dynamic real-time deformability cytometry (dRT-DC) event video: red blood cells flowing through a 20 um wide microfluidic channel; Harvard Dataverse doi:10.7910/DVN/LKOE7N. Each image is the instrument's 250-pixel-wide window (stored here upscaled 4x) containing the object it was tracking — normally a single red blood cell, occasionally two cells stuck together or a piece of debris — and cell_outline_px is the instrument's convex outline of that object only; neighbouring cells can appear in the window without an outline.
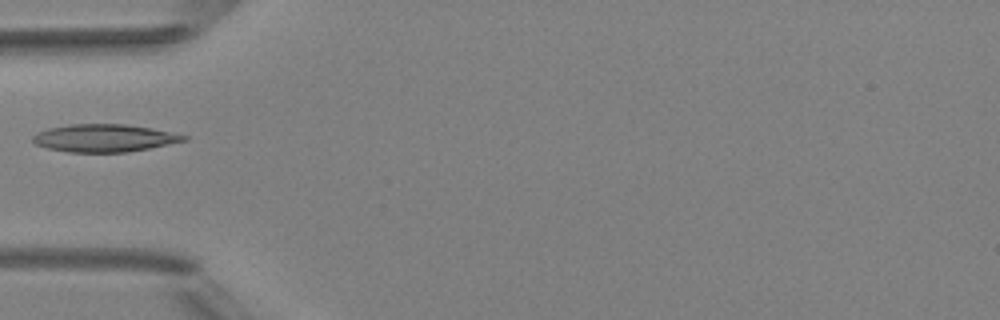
{"species": "Egyptian fruit bat (a non-hibernating species)", "species_latin": "Rousettus aegyptiacus", "temperature_condition": "room temperature", "stored_images_in_passage": 1, "camera_frame_rate_fps": 3000, "um_per_image_px": 0.085, "animal": {"sex": "female"}, "frame": {"image": 1, "passage_image": 1, "time_ms": 0.0, "image_size_px": [1000, 320], "cell_outline_px": [[188, 140], [128, 152], [68, 152], [48, 148], [36, 144], [32, 140], [32, 136], [36, 132], [48, 128], [72, 124], [124, 124], [152, 128], [188, 136]], "centroid_in_image_um": [8.84, 11.73], "position_along_channel_um": 76.2, "area_um2": 24.22}}